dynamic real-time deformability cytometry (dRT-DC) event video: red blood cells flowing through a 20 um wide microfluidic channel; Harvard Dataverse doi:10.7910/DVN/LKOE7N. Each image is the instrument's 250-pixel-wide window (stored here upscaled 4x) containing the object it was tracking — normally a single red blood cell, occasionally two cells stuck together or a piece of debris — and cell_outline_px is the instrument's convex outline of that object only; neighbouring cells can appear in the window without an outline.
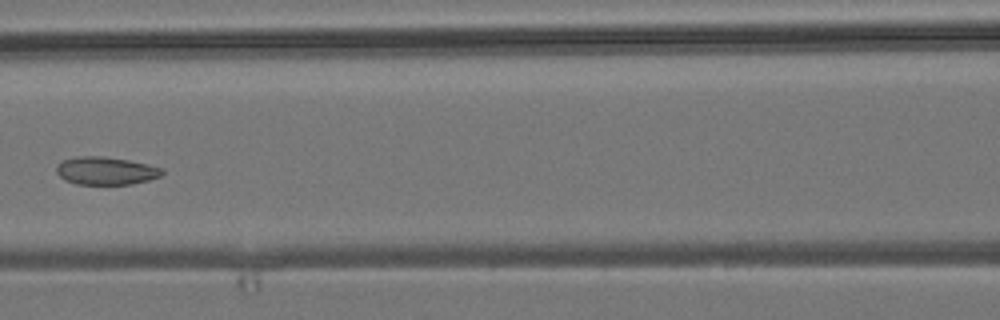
{"species": "common noctule bat (a hibernating species)", "species_latin": "Nyctalus noctula", "temperature_condition": "room temperature", "stored_images_in_passage": 4, "camera_frame_rate_fps": 3000, "um_per_image_px": 0.085, "animal": {"sex": "male", "body_mass_g": 19.2, "forearm_length_mm": 51.8}, "frame": {"image": 1, "passage_image": 3, "time_ms": 2.333, "image_size_px": [1000, 320], "cell_outline_px": [[164, 172], [160, 176], [148, 180], [132, 184], [76, 184], [64, 180], [56, 172], [56, 168], [64, 160], [76, 156], [104, 156], [128, 160], [148, 164], [164, 168]], "centroid_in_image_um": [9.02, 14.51], "position_along_channel_um": 157.6, "area_um2": 17.17}}
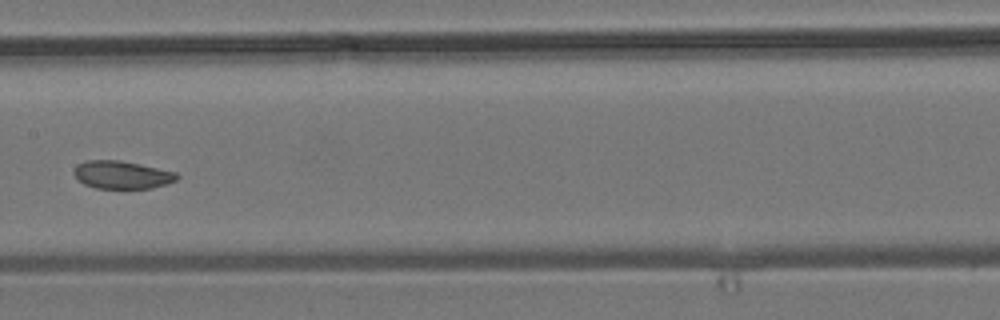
{"frame": {"image": 2, "passage_image": 4, "time_ms": 3.333, "image_size_px": [1000, 320], "cell_outline_px": [[180, 176], [176, 180], [168, 184], [152, 188], [96, 188], [84, 184], [76, 180], [76, 164], [84, 160], [120, 160], [176, 172]], "centroid_in_image_um": [10.37, 14.86], "position_along_channel_um": 197.0, "area_um2": 16.7}}